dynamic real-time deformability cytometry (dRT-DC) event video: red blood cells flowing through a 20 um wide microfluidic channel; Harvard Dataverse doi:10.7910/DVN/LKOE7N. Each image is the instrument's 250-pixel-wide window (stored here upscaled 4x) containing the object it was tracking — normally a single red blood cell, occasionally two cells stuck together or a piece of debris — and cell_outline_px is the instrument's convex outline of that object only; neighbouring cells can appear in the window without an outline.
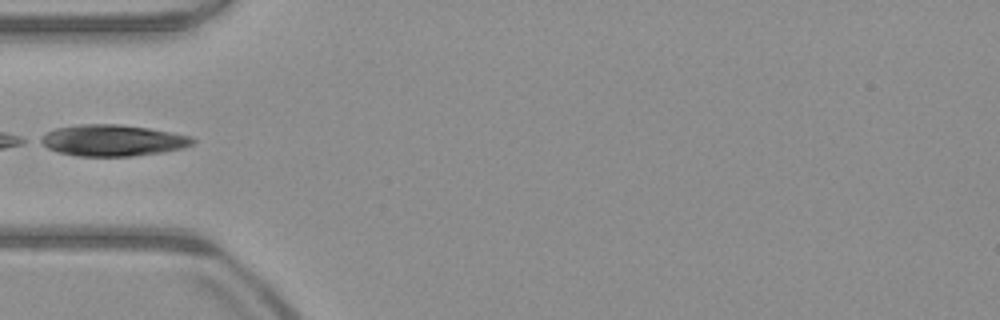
{"species": "common noctule bat (a hibernating species)", "species_latin": "Nyctalus noctula", "temperature_condition": "warm", "stored_images_in_passage": 5, "camera_frame_rate_fps": 3000, "um_per_image_px": 0.085, "animal": {"sex": "male", "body_mass_g": 23.1, "forearm_length_mm": 52.7}, "frame": {"image": 1, "passage_image": 1, "time_ms": 0.0, "image_size_px": [1000, 320], "cell_outline_px": [[196, 140], [192, 144], [184, 148], [164, 152], [132, 156], [76, 156], [56, 152], [48, 148], [36, 140], [36, 136], [44, 132], [56, 128], [80, 124], [120, 124], [148, 128], [192, 136]], "centroid_in_image_um": [9.51, 11.93], "position_along_channel_um": 75.5, "area_um2": 28.21}}